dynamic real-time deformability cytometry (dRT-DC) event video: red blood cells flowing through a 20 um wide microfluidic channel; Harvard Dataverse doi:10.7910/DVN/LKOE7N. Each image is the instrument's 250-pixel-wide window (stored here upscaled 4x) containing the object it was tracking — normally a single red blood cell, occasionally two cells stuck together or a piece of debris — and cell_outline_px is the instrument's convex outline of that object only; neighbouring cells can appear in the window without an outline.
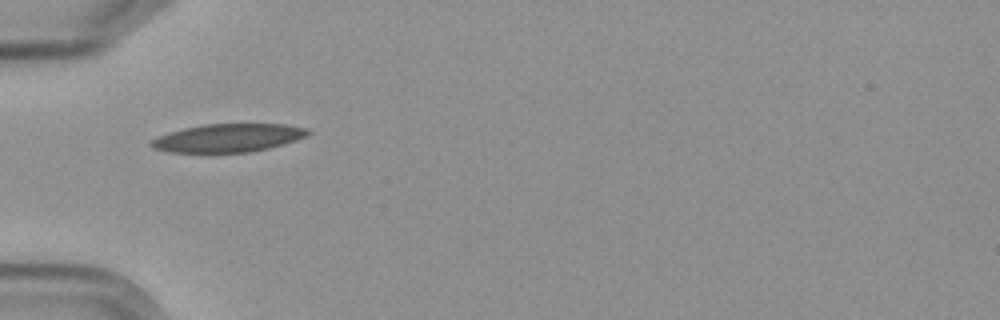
{"species": "Egyptian fruit bat (a non-hibernating species)", "species_latin": "Rousettus aegyptiacus", "temperature_condition": "cold", "stored_images_in_passage": 11, "camera_frame_rate_fps": 3000, "um_per_image_px": 0.085, "frame": {"image": 1, "passage_image": 1, "time_ms": 0.0, "image_size_px": [1000, 320], "cell_outline_px": [[312, 132], [308, 136], [296, 140], [268, 148], [248, 152], [168, 152], [152, 148], [148, 144], [156, 136], [168, 132], [184, 128], [204, 124], [284, 124], [308, 128]], "centroid_in_image_um": [19.38, 11.72], "position_along_channel_um": 65.6, "area_um2": 25.84}}
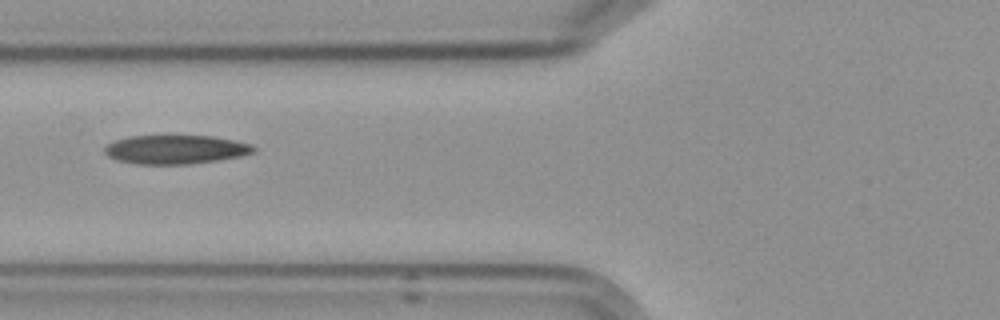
{"frame": {"image": 2, "passage_image": 2, "time_ms": 1.333, "image_size_px": [1000, 320], "cell_outline_px": [[256, 152], [240, 156], [216, 160], [188, 164], [136, 164], [116, 160], [108, 156], [104, 152], [104, 148], [108, 144], [116, 140], [128, 136], [212, 136], [236, 140], [252, 144], [256, 148]], "centroid_in_image_um": [14.94, 12.7], "position_along_channel_um": 110.9, "area_um2": 25.09}}
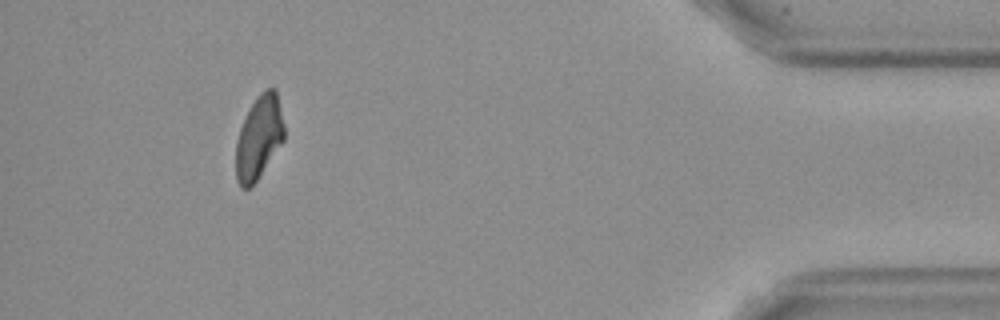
{"frame": {"image": 3, "passage_image": 10, "time_ms": 11.333, "image_size_px": [1000, 320], "cell_outline_px": [[284, 140], [256, 180], [248, 188], [240, 188], [236, 180], [236, 140], [240, 128], [252, 104], [260, 92], [268, 88], [276, 88], [284, 124]], "centroid_in_image_um": [22.01, 11.68], "position_along_channel_um": 413.2, "area_um2": 23.18}, "authors_computed_cell_mechanics": {"area_um2": 24.9118, "velocity_mm_per_s": 3.5531, "shape_relaxation_time_tau1_ms": 10.707, "shape_relaxation_time_tau2_ms": 6.5107, "deformation_change_tau1": 0.2252, "deformation_change_tau2": 0.1139}}